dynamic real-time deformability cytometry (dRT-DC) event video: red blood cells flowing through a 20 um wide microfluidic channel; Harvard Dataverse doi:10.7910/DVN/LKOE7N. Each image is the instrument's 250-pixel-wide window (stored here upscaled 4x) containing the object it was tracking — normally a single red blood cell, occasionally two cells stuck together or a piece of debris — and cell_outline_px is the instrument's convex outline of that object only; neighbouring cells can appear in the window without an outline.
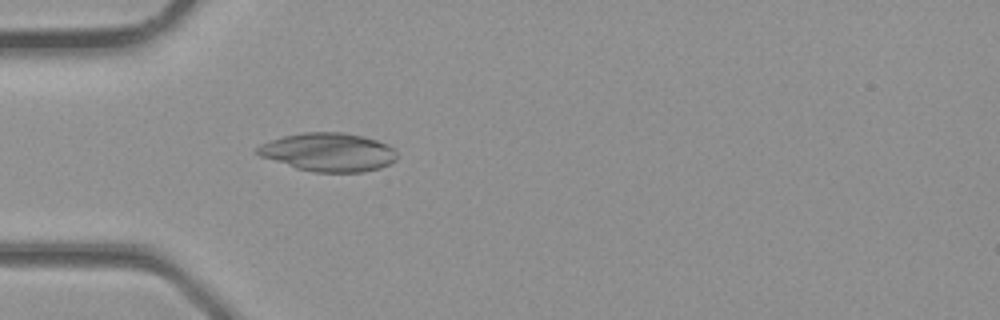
{"species": "common noctule bat (a hibernating species)", "species_latin": "Nyctalus noctula", "temperature_condition": "room temperature", "stored_images_in_passage": 1, "camera_frame_rate_fps": 3000, "um_per_image_px": 0.085, "animal": {"sex": "male", "body_mass_g": 23.1, "forearm_length_mm": 52.7}, "frame": {"image": 1, "passage_image": 1, "time_ms": 0.0, "image_size_px": [1000, 320], "cell_outline_px": [[396, 160], [380, 168], [364, 172], [316, 172], [296, 168], [260, 156], [252, 152], [260, 144], [284, 136], [304, 132], [344, 132], [364, 136], [388, 144], [396, 148]], "centroid_in_image_um": [27.92, 12.93], "position_along_channel_um": 57.1, "area_um2": 31.44}}